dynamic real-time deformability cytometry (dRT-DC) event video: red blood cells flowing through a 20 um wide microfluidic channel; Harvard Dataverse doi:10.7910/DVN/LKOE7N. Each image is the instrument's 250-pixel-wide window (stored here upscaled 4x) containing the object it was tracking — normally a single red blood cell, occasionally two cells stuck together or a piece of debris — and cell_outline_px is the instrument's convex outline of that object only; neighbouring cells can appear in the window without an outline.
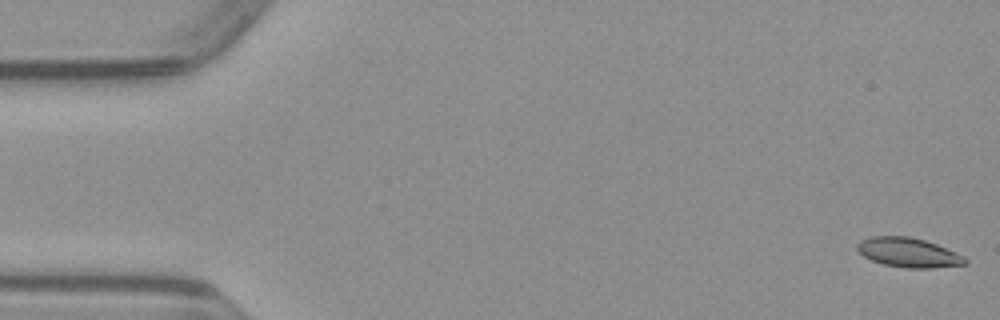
{"species": "common noctule bat (a hibernating species)", "species_latin": "Nyctalus noctula", "temperature_condition": "warm", "stored_images_in_passage": 51, "camera_frame_rate_fps": 3000, "um_per_image_px": 0.085, "animal": {"sex": "male", "body_mass_g": 23.1, "forearm_length_mm": 52.7}, "frame": {"image": 1, "passage_image": 1, "time_ms": 0.0, "image_size_px": [1000, 320], "cell_outline_px": [[968, 264], [932, 268], [908, 268], [884, 264], [872, 260], [864, 256], [856, 248], [856, 244], [860, 240], [872, 236], [908, 236], [924, 240], [936, 244], [964, 256], [968, 260]], "centroid_in_image_um": [77.22, 21.46], "position_along_channel_um": 7.8, "area_um2": 18.44}}
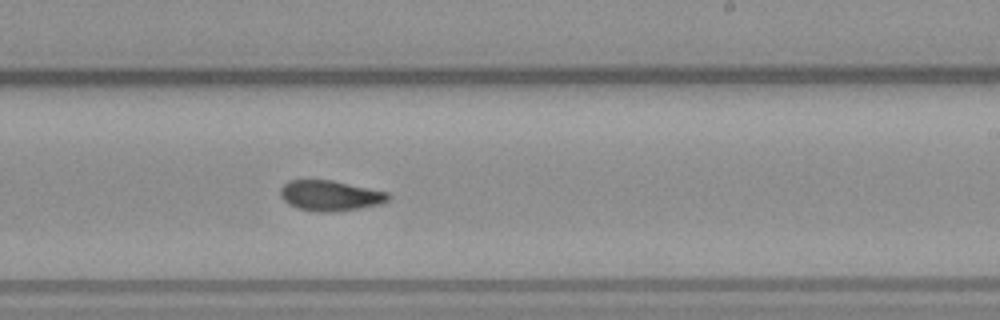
{"frame": {"image": 2, "passage_image": 30, "time_ms": 9.667, "image_size_px": [1000, 320], "cell_outline_px": [[392, 196], [388, 200], [380, 204], [360, 208], [332, 212], [316, 212], [296, 208], [288, 204], [280, 196], [280, 188], [288, 180], [332, 180], [388, 192]], "centroid_in_image_um": [28.05, 16.63], "position_along_channel_um": 260.9, "area_um2": 19.25}}
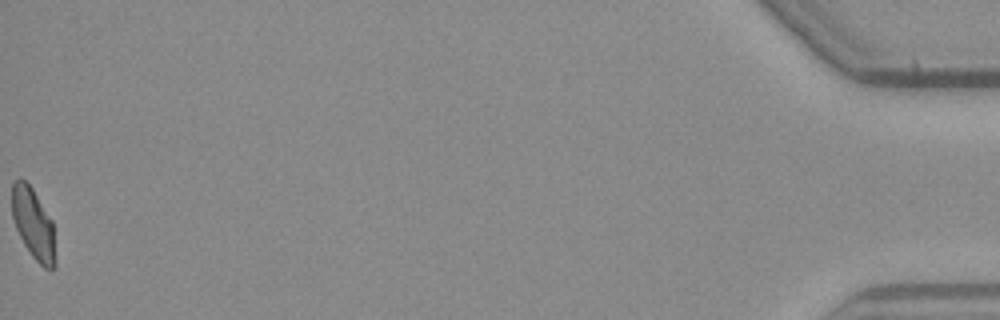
{"frame": {"image": 3, "passage_image": 51, "time_ms": 16.667, "image_size_px": [1000, 320], "cell_outline_px": [[56, 264], [52, 268], [44, 268], [32, 256], [24, 244], [16, 228], [12, 216], [12, 184], [20, 176], [32, 188], [52, 220], [56, 260]], "centroid_in_image_um": [2.83, 19.02], "position_along_channel_um": 432.4, "area_um2": 17.8}}